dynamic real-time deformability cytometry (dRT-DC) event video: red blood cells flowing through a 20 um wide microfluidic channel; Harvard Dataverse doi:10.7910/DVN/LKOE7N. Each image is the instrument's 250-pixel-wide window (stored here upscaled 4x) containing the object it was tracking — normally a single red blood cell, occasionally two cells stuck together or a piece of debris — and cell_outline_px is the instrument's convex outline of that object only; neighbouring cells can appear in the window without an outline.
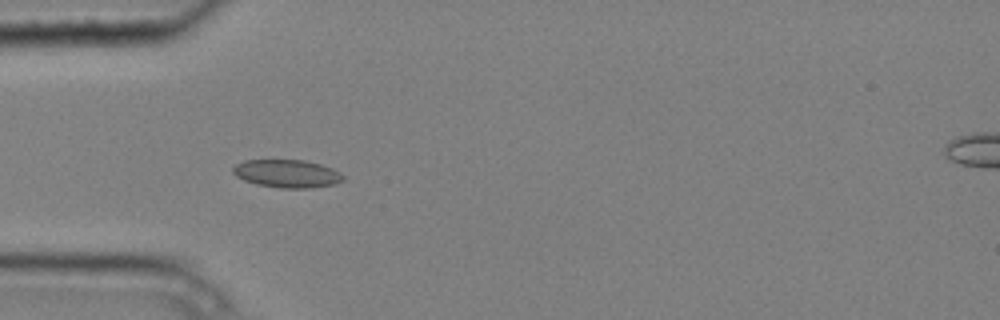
{"species": "common noctule bat (a hibernating species)", "species_latin": "Nyctalus noctula", "temperature_condition": "cold", "stored_images_in_passage": 3, "camera_frame_rate_fps": 3000, "um_per_image_px": 0.085, "animal": {"sex": "male", "body_mass_g": 20.4}, "frame": {"image": 1, "passage_image": 2, "time_ms": 0.333, "image_size_px": [1000, 320], "cell_outline_px": [[344, 180], [336, 184], [312, 188], [280, 188], [256, 184], [244, 180], [236, 176], [232, 172], [232, 168], [236, 164], [244, 160], [304, 160], [320, 164], [332, 168], [340, 172], [344, 176]], "centroid_in_image_um": [24.41, 14.76], "position_along_channel_um": 60.6, "area_um2": 18.09}}
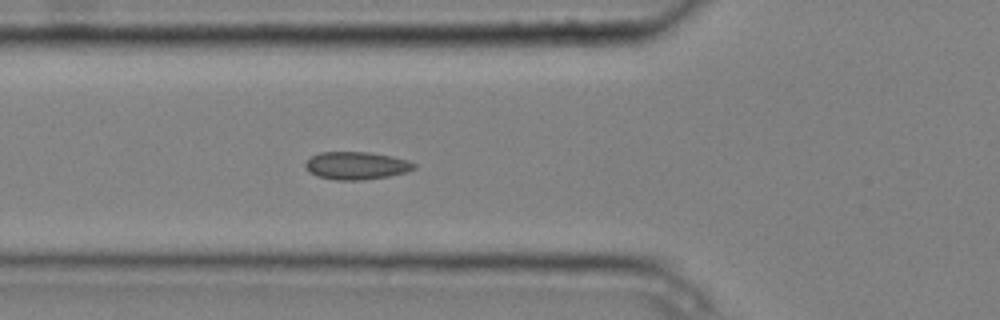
{"frame": {"image": 2, "passage_image": 3, "time_ms": 0.667, "image_size_px": [1000, 320], "cell_outline_px": [[416, 168], [408, 172], [388, 176], [364, 180], [336, 180], [316, 176], [308, 172], [304, 168], [304, 164], [312, 156], [320, 152], [368, 152], [392, 156], [408, 160], [416, 164]], "centroid_in_image_um": [30.29, 14.08], "position_along_channel_um": 95.5, "area_um2": 17.74}}